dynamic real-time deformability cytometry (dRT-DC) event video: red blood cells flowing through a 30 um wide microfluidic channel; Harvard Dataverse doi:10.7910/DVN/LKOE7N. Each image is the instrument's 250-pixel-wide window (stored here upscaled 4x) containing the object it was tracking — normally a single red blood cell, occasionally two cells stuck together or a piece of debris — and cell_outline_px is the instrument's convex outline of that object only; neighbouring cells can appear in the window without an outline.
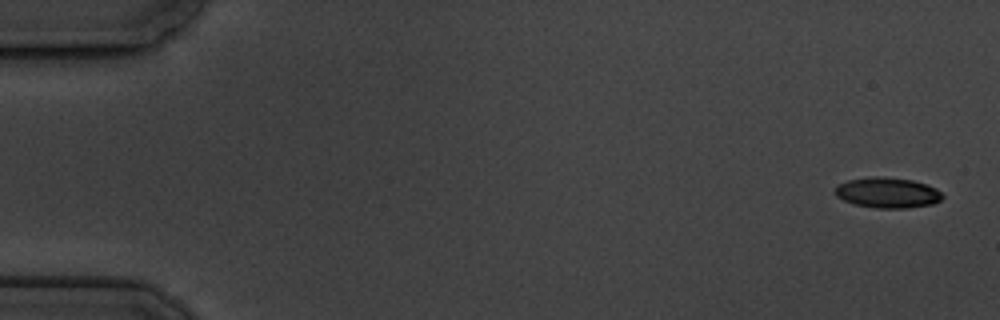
{"species": "common noctule bat (a hibernating species)", "species_latin": "Nyctalus noctula", "temperature_condition": "cold", "stored_images_in_passage": 10, "camera_frame_rate_fps": 3000, "um_per_image_px": 0.085, "animal": {"sex": "male", "body_mass_g": 19.5, "forearm_length_mm": 54.6}, "frame": {"image": 1, "passage_image": 1, "time_ms": 0.0, "image_size_px": [1000, 320], "cell_outline_px": [[944, 196], [940, 200], [932, 204], [904, 208], [876, 208], [856, 204], [844, 200], [836, 196], [832, 188], [836, 184], [848, 180], [872, 176], [884, 176], [912, 180], [928, 184], [936, 188]], "centroid_in_image_um": [75.4, 16.36], "position_along_channel_um": 9.6, "area_um2": 19.25}}
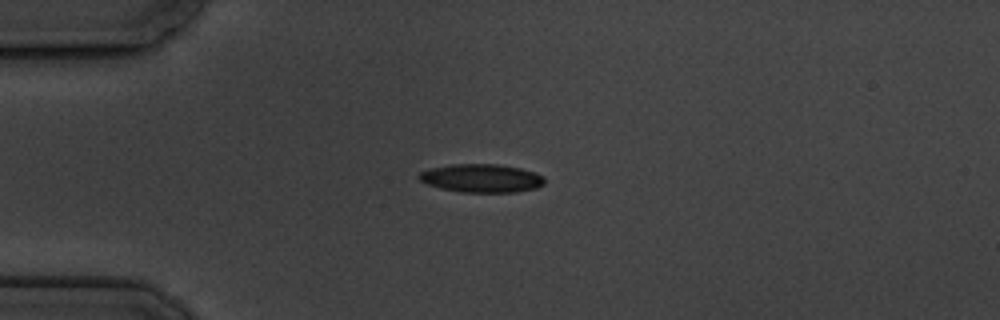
{"frame": {"image": 2, "passage_image": 4, "time_ms": 4.333, "image_size_px": [1000, 320], "cell_outline_px": [[544, 184], [536, 188], [516, 192], [460, 192], [440, 188], [428, 184], [420, 180], [416, 176], [420, 172], [432, 168], [452, 164], [496, 164], [520, 168], [536, 172], [544, 176]], "centroid_in_image_um": [40.94, 15.15], "position_along_channel_um": 44.1, "area_um2": 20.75}}
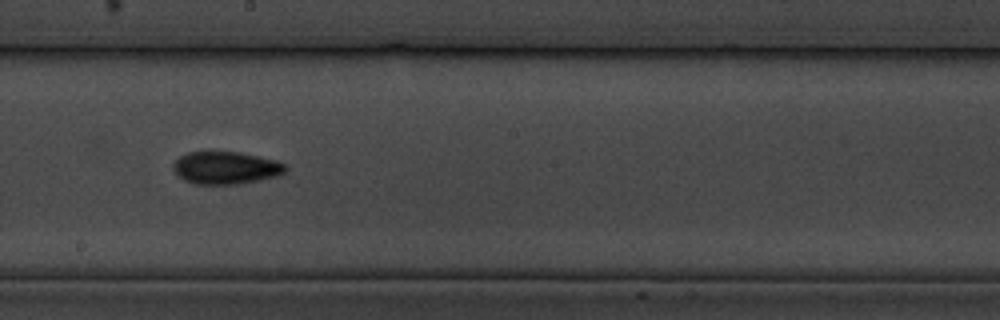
{"frame": {"image": 3, "passage_image": 9, "time_ms": 10.333, "image_size_px": [1000, 320], "cell_outline_px": [[288, 168], [284, 172], [276, 176], [260, 180], [240, 184], [196, 184], [184, 180], [176, 176], [172, 168], [172, 164], [180, 156], [188, 152], [236, 152], [276, 160], [284, 164]], "centroid_in_image_um": [19.15, 14.28], "position_along_channel_um": 229.0, "area_um2": 21.27}}